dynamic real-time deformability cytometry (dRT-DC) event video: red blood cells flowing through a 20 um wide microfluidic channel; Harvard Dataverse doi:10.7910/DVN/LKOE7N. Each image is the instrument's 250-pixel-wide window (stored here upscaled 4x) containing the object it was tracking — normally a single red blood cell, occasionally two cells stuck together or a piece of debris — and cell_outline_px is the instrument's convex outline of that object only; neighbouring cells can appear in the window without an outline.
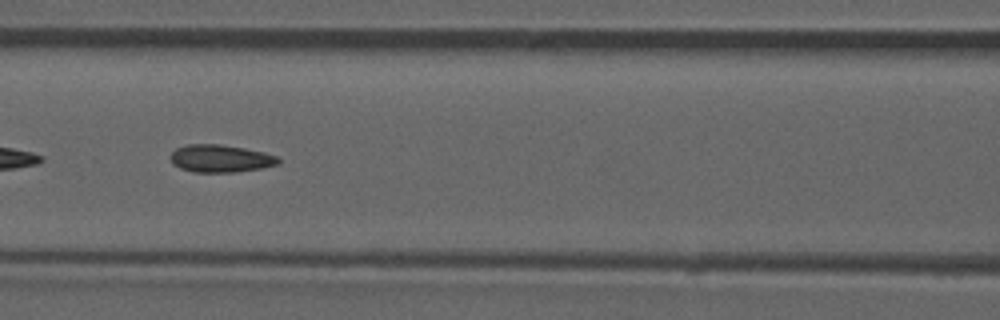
{"species": "common noctule bat (a hibernating species)", "species_latin": "Nyctalus noctula", "temperature_condition": "room temperature", "stored_images_in_passage": 52, "camera_frame_rate_fps": 3000, "um_per_image_px": 0.085, "animal": {"sex": "male", "forearm_length_mm": 52.5}, "frame": {"image": 1, "passage_image": 23, "time_ms": 7.333, "image_size_px": [1000, 320], "cell_outline_px": [[280, 164], [260, 168], [232, 172], [192, 172], [180, 168], [172, 164], [168, 156], [176, 148], [188, 144], [220, 144], [244, 148], [264, 152], [276, 156], [280, 160]], "centroid_in_image_um": [18.7, 13.47], "position_along_channel_um": 147.9, "area_um2": 17.4}, "authors_computed_cell_mechanics": {"area_um2": 17.2533, "velocity_mm_per_s": 3.9133, "shape_relaxation_time_tau1_ms": null, "shape_relaxation_time_tau2_ms": 2.0007, "deformation_change_tau1": null, "deformation_change_tau2": 0.095}}